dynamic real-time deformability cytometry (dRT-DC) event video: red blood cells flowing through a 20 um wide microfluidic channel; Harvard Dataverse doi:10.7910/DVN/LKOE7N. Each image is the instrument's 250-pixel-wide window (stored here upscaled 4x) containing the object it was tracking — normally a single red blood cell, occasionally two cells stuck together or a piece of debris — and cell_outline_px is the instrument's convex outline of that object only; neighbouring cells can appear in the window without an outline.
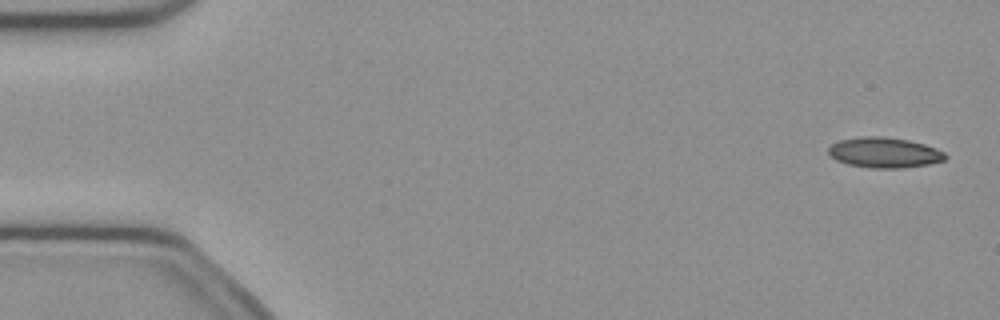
{"species": "common noctule bat (a hibernating species)", "species_latin": "Nyctalus noctula", "temperature_condition": "cold", "stored_images_in_passage": 51, "camera_frame_rate_fps": 3000, "um_per_image_px": 0.085, "animal": {"sex": "female", "body_mass_g": 21.9}, "frame": {"image": 1, "passage_image": 2, "time_ms": 0.333, "image_size_px": [1000, 320], "cell_outline_px": [[948, 156], [944, 160], [928, 164], [904, 168], [872, 168], [848, 164], [836, 160], [828, 156], [828, 148], [832, 144], [840, 140], [860, 136], [884, 136], [908, 140], [924, 144], [936, 148], [944, 152]], "centroid_in_image_um": [75.15, 12.96], "position_along_channel_um": 9.8, "area_um2": 20.81}}
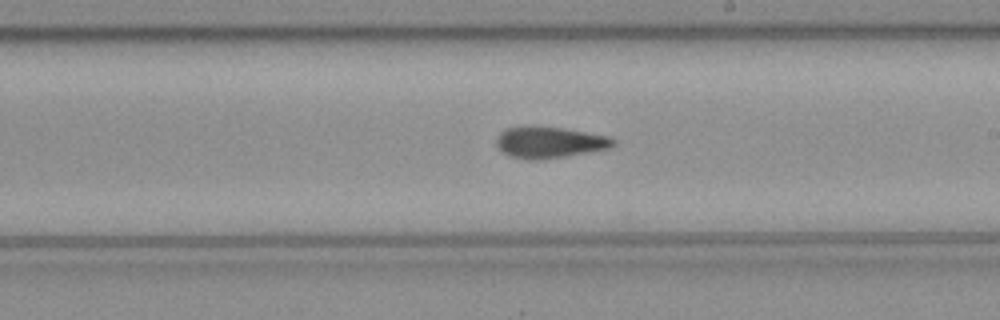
{"frame": {"image": 2, "passage_image": 29, "time_ms": 9.333, "image_size_px": [1000, 320], "cell_outline_px": [[616, 144], [608, 148], [564, 156], [540, 160], [528, 160], [512, 156], [504, 152], [496, 144], [496, 140], [500, 132], [508, 128], [532, 124], [564, 128], [612, 136], [616, 140]], "centroid_in_image_um": [46.72, 12.06], "position_along_channel_um": 242.3, "area_um2": 21.56}}
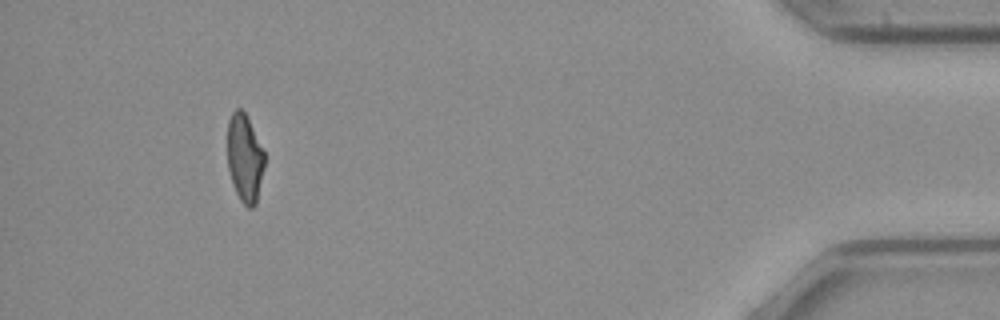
{"frame": {"image": 3, "passage_image": 47, "time_ms": 15.333, "image_size_px": [1000, 320], "cell_outline_px": [[264, 168], [256, 204], [252, 208], [248, 208], [240, 200], [236, 192], [228, 168], [228, 120], [232, 112], [236, 108], [240, 108], [244, 112], [264, 152]], "centroid_in_image_um": [20.8, 13.46], "position_along_channel_um": 414.4, "area_um2": 18.67}, "authors_computed_cell_mechanics": {"area_um2": 20.808, "velocity_mm_per_s": 4.0352, "shape_relaxation_time_tau1_ms": null, "shape_relaxation_time_tau2_ms": 6.6512, "deformation_change_tau1": null, "deformation_change_tau2": 0.1304}}